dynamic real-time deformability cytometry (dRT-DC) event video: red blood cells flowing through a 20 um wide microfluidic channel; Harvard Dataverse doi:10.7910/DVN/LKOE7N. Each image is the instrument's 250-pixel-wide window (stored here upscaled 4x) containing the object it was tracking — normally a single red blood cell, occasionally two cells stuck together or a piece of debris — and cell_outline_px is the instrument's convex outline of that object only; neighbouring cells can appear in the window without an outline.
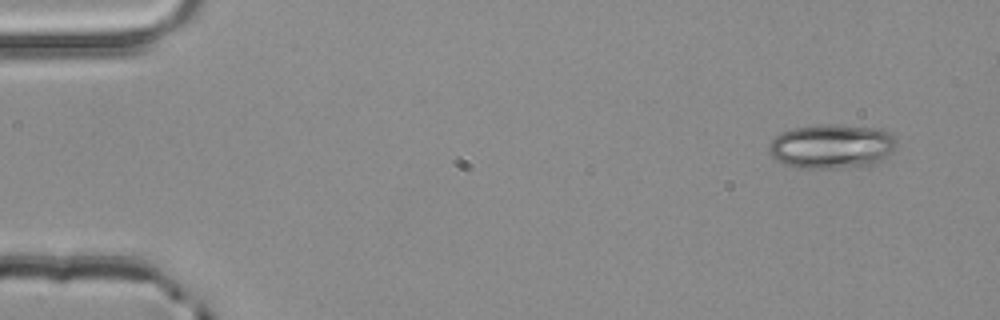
{"species": "common noctule bat (a hibernating species)", "species_latin": "Nyctalus noctula", "temperature_condition": "room temperature", "stored_images_in_passage": 4, "camera_frame_rate_fps": 3000, "um_per_image_px": 0.085, "animal": {"sex": "male", "body_mass_g": 20.4}, "frame": {"image": 1, "passage_image": 1, "time_ms": 0.0, "image_size_px": [1000, 320], "cell_outline_px": [[896, 148], [884, 160], [876, 164], [840, 168], [792, 168], [784, 164], [772, 156], [768, 152], [768, 144], [780, 132], [796, 128], [820, 124], [836, 124], [880, 128], [888, 132], [896, 140]], "centroid_in_image_um": [70.71, 12.44], "position_along_channel_um": 14.3, "area_um2": 33.47}}